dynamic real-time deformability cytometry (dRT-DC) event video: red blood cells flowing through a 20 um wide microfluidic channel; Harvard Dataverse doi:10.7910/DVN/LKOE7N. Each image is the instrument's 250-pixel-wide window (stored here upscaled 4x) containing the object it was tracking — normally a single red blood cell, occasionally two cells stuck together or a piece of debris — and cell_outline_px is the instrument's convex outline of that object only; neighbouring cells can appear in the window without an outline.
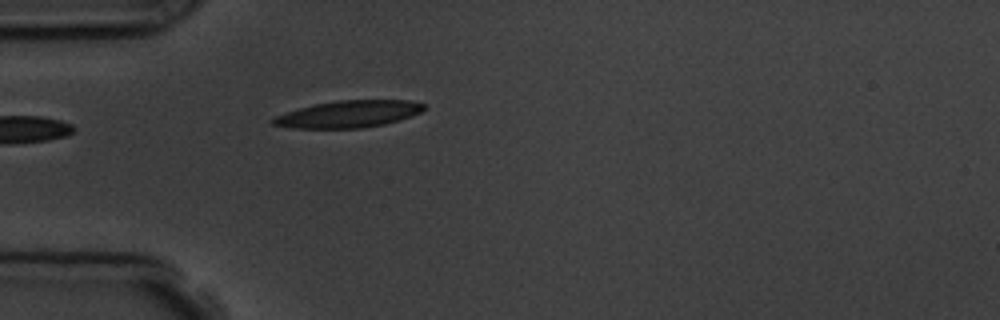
{"species": "common noctule bat (a hibernating species)", "species_latin": "Nyctalus noctula", "temperature_condition": "room temperature", "stored_images_in_passage": 4, "camera_frame_rate_fps": 3000, "um_per_image_px": 0.085, "animal": {"sex": "male", "body_mass_g": 19.5, "forearm_length_mm": 54.6}, "frame": {"image": 1, "passage_image": 4, "time_ms": 4.0, "image_size_px": [1000, 320], "cell_outline_px": [[428, 108], [412, 116], [384, 124], [364, 128], [292, 128], [272, 124], [268, 120], [276, 116], [300, 108], [316, 104], [340, 100], [412, 100], [424, 104]], "centroid_in_image_um": [29.66, 9.7], "position_along_channel_um": 55.3, "area_um2": 23.64}}